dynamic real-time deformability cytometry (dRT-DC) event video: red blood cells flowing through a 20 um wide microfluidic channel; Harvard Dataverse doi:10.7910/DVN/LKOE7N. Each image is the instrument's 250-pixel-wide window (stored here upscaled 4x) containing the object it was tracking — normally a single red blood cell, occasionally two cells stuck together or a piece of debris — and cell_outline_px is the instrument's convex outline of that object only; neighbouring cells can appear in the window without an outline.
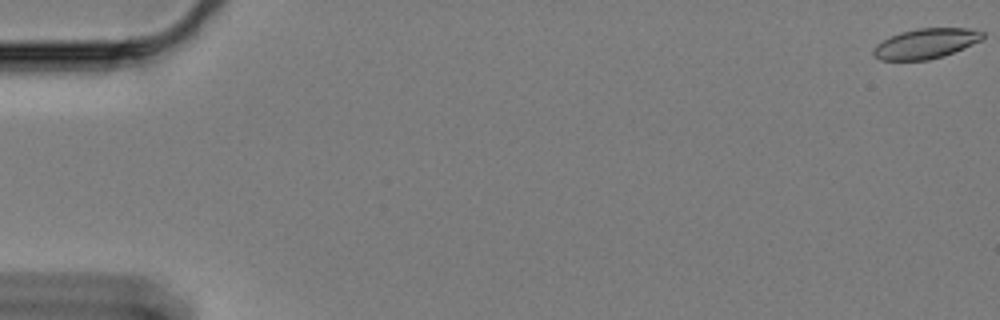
{"species": "Egyptian fruit bat (a non-hibernating species)", "species_latin": "Rousettus aegyptiacus", "temperature_condition": "cold", "stored_images_in_passage": 58, "camera_frame_rate_fps": 3000, "um_per_image_px": 0.085, "animal": {"sex": "female"}, "frame": {"image": 1, "passage_image": 1, "time_ms": 0.0, "image_size_px": [1000, 320], "cell_outline_px": [[984, 40], [944, 56], [928, 60], [880, 60], [872, 52], [872, 48], [876, 44], [900, 32], [916, 28], [968, 28], [984, 32]], "centroid_in_image_um": [78.72, 3.7], "position_along_channel_um": 6.3, "area_um2": 19.25}}
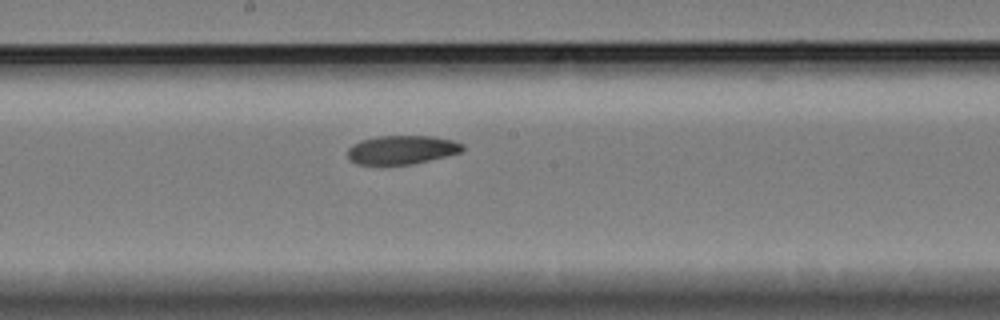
{"frame": {"image": 2, "passage_image": 34, "time_ms": 11.0, "image_size_px": [1000, 320], "cell_outline_px": [[464, 148], [460, 152], [412, 164], [356, 164], [348, 156], [348, 148], [352, 144], [360, 140], [376, 136], [432, 136], [452, 140], [464, 144]], "centroid_in_image_um": [34.13, 12.72], "position_along_channel_um": 214.1, "area_um2": 19.07}}
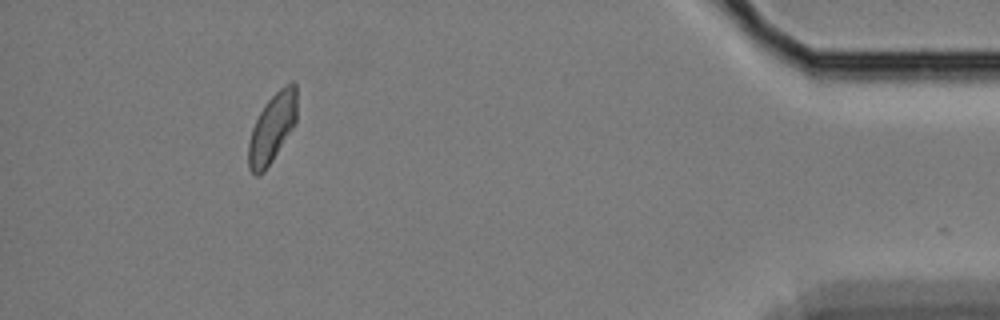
{"frame": {"image": 3, "passage_image": 57, "time_ms": 18.667, "image_size_px": [1000, 320], "cell_outline_px": [[296, 120], [292, 128], [272, 160], [264, 172], [256, 176], [248, 168], [248, 144], [252, 128], [264, 104], [284, 84], [292, 80], [296, 84]], "centroid_in_image_um": [23.12, 10.87], "position_along_channel_um": 412.1, "area_um2": 19.31}}